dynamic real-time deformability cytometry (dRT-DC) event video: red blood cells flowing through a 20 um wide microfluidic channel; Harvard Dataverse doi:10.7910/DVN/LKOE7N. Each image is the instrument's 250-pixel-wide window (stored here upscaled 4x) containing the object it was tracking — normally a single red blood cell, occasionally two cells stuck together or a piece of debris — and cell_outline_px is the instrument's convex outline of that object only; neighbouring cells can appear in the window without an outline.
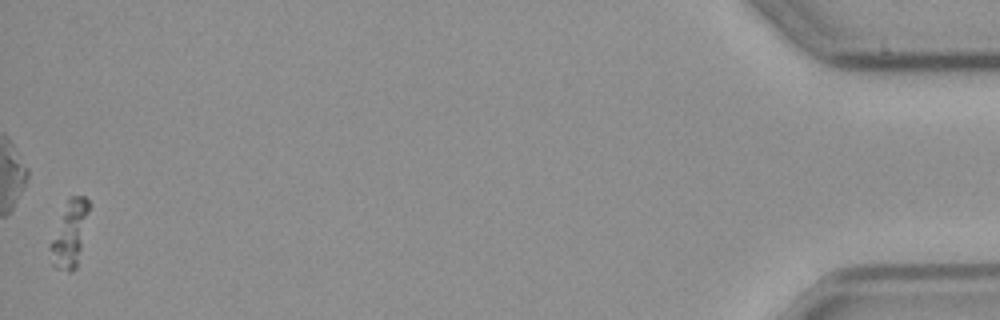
{"species": "common noctule bat (a hibernating species)", "species_latin": "Nyctalus noctula", "temperature_condition": "cold", "stored_images_in_passage": 55, "camera_frame_rate_fps": 3000, "um_per_image_px": 0.085, "animal": {"sex": "male", "body_mass_g": 23.1, "forearm_length_mm": 52.7}, "frame": {"image": 1, "passage_image": 55, "time_ms": 18.0, "image_size_px": [1000, 320], "cell_outline_px": [[88, 212], [76, 268], [72, 272], [68, 272], [56, 268], [52, 264], [48, 248], [68, 196], [84, 196], [88, 200]], "centroid_in_image_um": [5.88, 19.9], "position_along_channel_um": 429.3, "area_um2": 14.51}}